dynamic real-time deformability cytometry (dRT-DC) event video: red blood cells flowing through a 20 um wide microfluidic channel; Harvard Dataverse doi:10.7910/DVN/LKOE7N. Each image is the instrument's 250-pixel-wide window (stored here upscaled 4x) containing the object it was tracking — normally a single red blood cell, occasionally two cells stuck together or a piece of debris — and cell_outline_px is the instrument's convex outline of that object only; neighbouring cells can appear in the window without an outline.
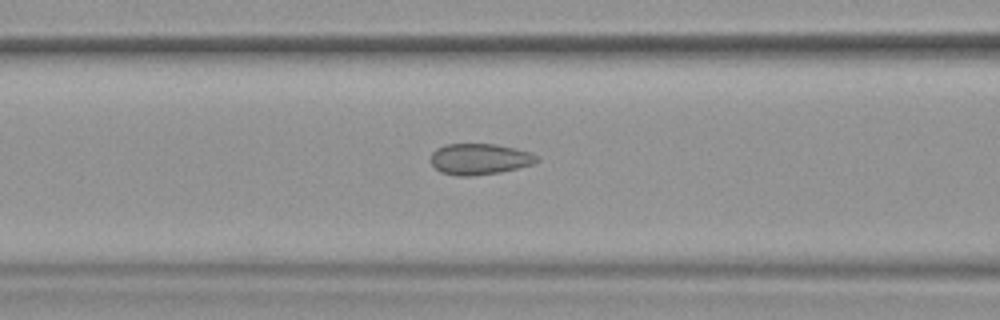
{"species": "common noctule bat (a hibernating species)", "species_latin": "Nyctalus noctula", "temperature_condition": "warm", "stored_images_in_passage": 46, "camera_frame_rate_fps": 3000, "um_per_image_px": 0.085, "animal": {"sex": "female", "body_mass_g": 19.9}, "frame": {"image": 1, "passage_image": 20, "time_ms": 6.333, "image_size_px": [1000, 320], "cell_outline_px": [[540, 160], [532, 164], [500, 172], [472, 176], [456, 176], [440, 172], [428, 160], [432, 152], [436, 148], [444, 144], [496, 144], [516, 148], [540, 156]], "centroid_in_image_um": [40.73, 13.52], "position_along_channel_um": 125.9, "area_um2": 19.42}, "authors_computed_cell_mechanics": {"area_um2": 19.9121, "velocity_mm_per_s": 3.8095, "shape_relaxation_time_tau1_ms": null, "shape_relaxation_time_tau2_ms": 0.9598, "deformation_change_tau1": null, "deformation_change_tau2": 0.0764}}